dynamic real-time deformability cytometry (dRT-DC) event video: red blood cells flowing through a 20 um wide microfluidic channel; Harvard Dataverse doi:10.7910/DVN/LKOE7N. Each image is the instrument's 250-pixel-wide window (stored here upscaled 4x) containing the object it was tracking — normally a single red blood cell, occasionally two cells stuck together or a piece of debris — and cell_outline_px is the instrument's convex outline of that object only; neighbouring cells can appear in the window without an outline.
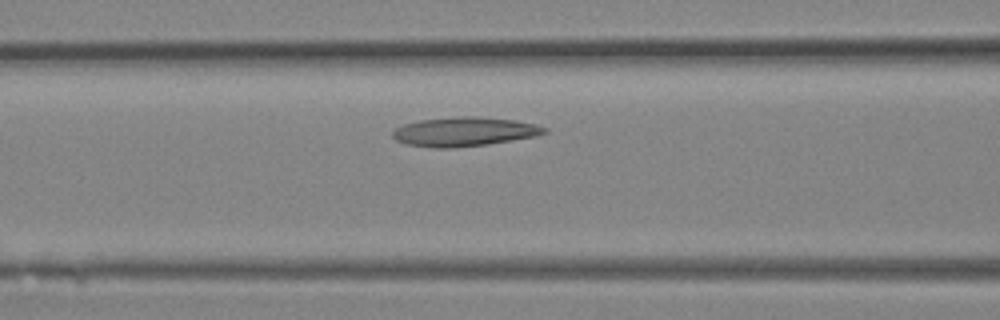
{"species": "Egyptian fruit bat (a non-hibernating species)", "species_latin": "Rousettus aegyptiacus", "temperature_condition": "room temperature", "stored_images_in_passage": 10, "camera_frame_rate_fps": 3000, "um_per_image_px": 0.085, "animal": {"sex": "female"}, "frame": {"image": 1, "passage_image": 6, "time_ms": 1.667, "image_size_px": [1000, 320], "cell_outline_px": [[548, 132], [536, 136], [488, 144], [452, 148], [432, 148], [408, 144], [396, 140], [392, 136], [392, 132], [396, 128], [404, 124], [420, 120], [460, 116], [476, 116], [516, 120], [536, 124], [548, 128]], "centroid_in_image_um": [39.49, 11.19], "position_along_channel_um": 127.1, "area_um2": 25.84}}
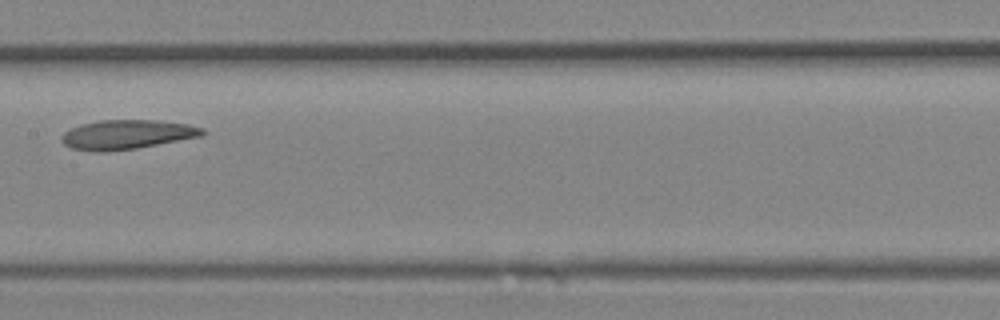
{"frame": {"image": 2, "passage_image": 9, "time_ms": 2.667, "image_size_px": [1000, 320], "cell_outline_px": [[204, 132], [200, 136], [136, 148], [104, 152], [96, 152], [72, 148], [64, 144], [60, 140], [60, 136], [64, 132], [80, 124], [100, 120], [156, 120], [188, 124], [204, 128]], "centroid_in_image_um": [10.73, 11.43], "position_along_channel_um": 196.7, "area_um2": 23.93}}